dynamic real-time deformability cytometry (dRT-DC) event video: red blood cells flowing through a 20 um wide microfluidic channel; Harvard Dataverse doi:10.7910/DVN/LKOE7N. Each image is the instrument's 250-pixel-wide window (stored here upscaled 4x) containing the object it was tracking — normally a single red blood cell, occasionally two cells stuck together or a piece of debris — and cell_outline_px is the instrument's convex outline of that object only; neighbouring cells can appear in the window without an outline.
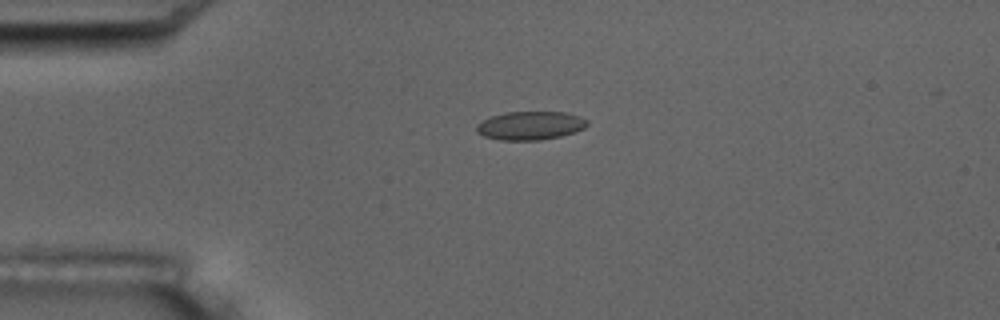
{"species": "common noctule bat (a hibernating species)", "species_latin": "Nyctalus noctula", "temperature_condition": "room temperature", "stored_images_in_passage": 3, "camera_frame_rate_fps": 3000, "um_per_image_px": 0.085, "animal": {"sex": "male", "body_mass_g": 17.5, "forearm_length_mm": 52.3}, "frame": {"image": 1, "passage_image": 1, "time_ms": 0.0, "image_size_px": [1000, 320], "cell_outline_px": [[588, 124], [584, 128], [576, 132], [560, 136], [540, 140], [500, 140], [484, 136], [476, 132], [476, 124], [492, 116], [504, 112], [564, 112], [580, 116], [588, 120]], "centroid_in_image_um": [45.08, 10.67], "position_along_channel_um": 39.9, "area_um2": 18.44}}